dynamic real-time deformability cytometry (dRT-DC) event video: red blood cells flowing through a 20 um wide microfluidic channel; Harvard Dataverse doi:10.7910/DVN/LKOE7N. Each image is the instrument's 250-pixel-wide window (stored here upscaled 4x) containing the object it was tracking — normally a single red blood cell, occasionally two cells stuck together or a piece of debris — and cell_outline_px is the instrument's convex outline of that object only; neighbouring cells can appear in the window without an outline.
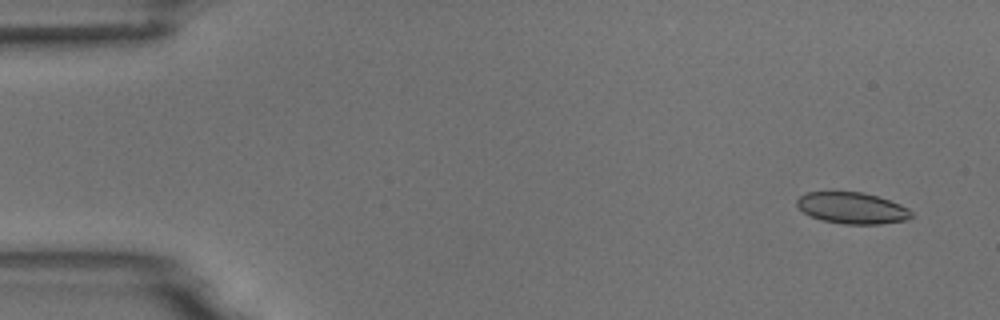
{"species": "common noctule bat (a hibernating species)", "species_latin": "Nyctalus noctula", "temperature_condition": "room temperature", "stored_images_in_passage": 5, "camera_frame_rate_fps": 3000, "um_per_image_px": 0.085, "animal": {"sex": "male", "body_mass_g": 18.8}, "frame": {"image": 1, "passage_image": 1, "time_ms": 0.0, "image_size_px": [1000, 320], "cell_outline_px": [[912, 216], [908, 220], [880, 224], [844, 224], [820, 220], [804, 212], [796, 204], [796, 200], [804, 192], [864, 192], [900, 204], [908, 208], [912, 212]], "centroid_in_image_um": [72.43, 17.69], "position_along_channel_um": 12.6, "area_um2": 20.92}}
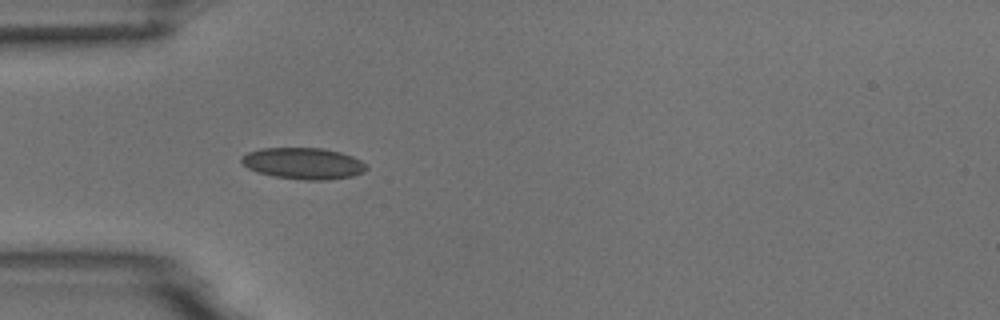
{"frame": {"image": 2, "passage_image": 5, "time_ms": 4.333, "image_size_px": [1000, 320], "cell_outline_px": [[368, 168], [364, 172], [352, 176], [328, 180], [304, 180], [272, 176], [256, 172], [248, 168], [240, 160], [248, 152], [260, 148], [320, 148], [340, 152], [352, 156], [360, 160]], "centroid_in_image_um": [25.78, 13.9], "position_along_channel_um": 59.2, "area_um2": 22.83}}